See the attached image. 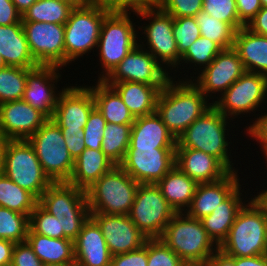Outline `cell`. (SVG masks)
I'll list each match as a JSON object with an SVG mask.
<instances>
[{"label": "cell", "mask_w": 267, "mask_h": 266, "mask_svg": "<svg viewBox=\"0 0 267 266\" xmlns=\"http://www.w3.org/2000/svg\"><path fill=\"white\" fill-rule=\"evenodd\" d=\"M26 241L43 264L75 265L74 242L28 231Z\"/></svg>", "instance_id": "32"}, {"label": "cell", "mask_w": 267, "mask_h": 266, "mask_svg": "<svg viewBox=\"0 0 267 266\" xmlns=\"http://www.w3.org/2000/svg\"><path fill=\"white\" fill-rule=\"evenodd\" d=\"M48 119L23 100L0 104V133L8 140H27Z\"/></svg>", "instance_id": "20"}, {"label": "cell", "mask_w": 267, "mask_h": 266, "mask_svg": "<svg viewBox=\"0 0 267 266\" xmlns=\"http://www.w3.org/2000/svg\"><path fill=\"white\" fill-rule=\"evenodd\" d=\"M43 266H75V265H62V264H43Z\"/></svg>", "instance_id": "64"}, {"label": "cell", "mask_w": 267, "mask_h": 266, "mask_svg": "<svg viewBox=\"0 0 267 266\" xmlns=\"http://www.w3.org/2000/svg\"><path fill=\"white\" fill-rule=\"evenodd\" d=\"M258 198L267 206V189H264L258 192L257 190V194Z\"/></svg>", "instance_id": "61"}, {"label": "cell", "mask_w": 267, "mask_h": 266, "mask_svg": "<svg viewBox=\"0 0 267 266\" xmlns=\"http://www.w3.org/2000/svg\"><path fill=\"white\" fill-rule=\"evenodd\" d=\"M0 54L7 66L21 68L39 66L30 53L22 20L8 26L0 25Z\"/></svg>", "instance_id": "28"}, {"label": "cell", "mask_w": 267, "mask_h": 266, "mask_svg": "<svg viewBox=\"0 0 267 266\" xmlns=\"http://www.w3.org/2000/svg\"><path fill=\"white\" fill-rule=\"evenodd\" d=\"M111 266H147V241L137 250L113 255Z\"/></svg>", "instance_id": "51"}, {"label": "cell", "mask_w": 267, "mask_h": 266, "mask_svg": "<svg viewBox=\"0 0 267 266\" xmlns=\"http://www.w3.org/2000/svg\"><path fill=\"white\" fill-rule=\"evenodd\" d=\"M11 266H43L27 241L15 243L12 252Z\"/></svg>", "instance_id": "50"}, {"label": "cell", "mask_w": 267, "mask_h": 266, "mask_svg": "<svg viewBox=\"0 0 267 266\" xmlns=\"http://www.w3.org/2000/svg\"><path fill=\"white\" fill-rule=\"evenodd\" d=\"M106 120L95 107L89 114L85 127L83 128V140L86 148L101 150Z\"/></svg>", "instance_id": "45"}, {"label": "cell", "mask_w": 267, "mask_h": 266, "mask_svg": "<svg viewBox=\"0 0 267 266\" xmlns=\"http://www.w3.org/2000/svg\"><path fill=\"white\" fill-rule=\"evenodd\" d=\"M29 229V216L0 207V239L25 242Z\"/></svg>", "instance_id": "40"}, {"label": "cell", "mask_w": 267, "mask_h": 266, "mask_svg": "<svg viewBox=\"0 0 267 266\" xmlns=\"http://www.w3.org/2000/svg\"><path fill=\"white\" fill-rule=\"evenodd\" d=\"M21 20L22 15L17 11L12 0H0V25L8 26Z\"/></svg>", "instance_id": "53"}, {"label": "cell", "mask_w": 267, "mask_h": 266, "mask_svg": "<svg viewBox=\"0 0 267 266\" xmlns=\"http://www.w3.org/2000/svg\"><path fill=\"white\" fill-rule=\"evenodd\" d=\"M139 44L102 80L105 83L138 82L161 90L173 75Z\"/></svg>", "instance_id": "13"}, {"label": "cell", "mask_w": 267, "mask_h": 266, "mask_svg": "<svg viewBox=\"0 0 267 266\" xmlns=\"http://www.w3.org/2000/svg\"><path fill=\"white\" fill-rule=\"evenodd\" d=\"M7 142H8V139H6L0 133V173H2V169H3L4 150H5V146Z\"/></svg>", "instance_id": "60"}, {"label": "cell", "mask_w": 267, "mask_h": 266, "mask_svg": "<svg viewBox=\"0 0 267 266\" xmlns=\"http://www.w3.org/2000/svg\"><path fill=\"white\" fill-rule=\"evenodd\" d=\"M81 4H67L56 0H37L22 15V21L47 22L64 25L70 13Z\"/></svg>", "instance_id": "36"}, {"label": "cell", "mask_w": 267, "mask_h": 266, "mask_svg": "<svg viewBox=\"0 0 267 266\" xmlns=\"http://www.w3.org/2000/svg\"><path fill=\"white\" fill-rule=\"evenodd\" d=\"M245 72L237 52L233 48H229L223 49L191 81L210 101L212 99L211 103H214V98L216 100L221 96Z\"/></svg>", "instance_id": "15"}, {"label": "cell", "mask_w": 267, "mask_h": 266, "mask_svg": "<svg viewBox=\"0 0 267 266\" xmlns=\"http://www.w3.org/2000/svg\"><path fill=\"white\" fill-rule=\"evenodd\" d=\"M222 50L223 48L218 43L210 40L209 38L200 36L198 39L195 40V42H193L188 47L187 51L180 57V62H179L180 66H178L177 69H175L172 72H175V71L178 72L177 71L178 68H180L179 70L187 69V66L189 64L188 69L189 68L192 69L194 67L193 70L195 71L197 70L198 72L193 71V73L190 74L193 76H188L187 74L184 78L182 77L183 76L182 73H184L185 71L183 72L179 71L180 74L178 76H180L182 80H191L194 77V75H196L202 69L207 67ZM181 64L183 68H181ZM183 65H186V66H183Z\"/></svg>", "instance_id": "34"}, {"label": "cell", "mask_w": 267, "mask_h": 266, "mask_svg": "<svg viewBox=\"0 0 267 266\" xmlns=\"http://www.w3.org/2000/svg\"><path fill=\"white\" fill-rule=\"evenodd\" d=\"M60 70L62 68L56 66L39 65L28 73L22 100L41 111L48 118L53 117L58 97L66 87L64 85L60 91L57 90V83L62 79Z\"/></svg>", "instance_id": "18"}, {"label": "cell", "mask_w": 267, "mask_h": 266, "mask_svg": "<svg viewBox=\"0 0 267 266\" xmlns=\"http://www.w3.org/2000/svg\"><path fill=\"white\" fill-rule=\"evenodd\" d=\"M267 76L246 71L221 96L213 106L227 118L246 117L265 108L267 103ZM261 106V107H260ZM261 108V110H259ZM253 112V113H252ZM247 114V115H246ZM245 115V116H243Z\"/></svg>", "instance_id": "11"}, {"label": "cell", "mask_w": 267, "mask_h": 266, "mask_svg": "<svg viewBox=\"0 0 267 266\" xmlns=\"http://www.w3.org/2000/svg\"><path fill=\"white\" fill-rule=\"evenodd\" d=\"M75 85L62 90L52 119L62 132L82 134L89 114L95 108V101L87 85Z\"/></svg>", "instance_id": "17"}, {"label": "cell", "mask_w": 267, "mask_h": 266, "mask_svg": "<svg viewBox=\"0 0 267 266\" xmlns=\"http://www.w3.org/2000/svg\"><path fill=\"white\" fill-rule=\"evenodd\" d=\"M14 245L12 241L0 239V266H11Z\"/></svg>", "instance_id": "56"}, {"label": "cell", "mask_w": 267, "mask_h": 266, "mask_svg": "<svg viewBox=\"0 0 267 266\" xmlns=\"http://www.w3.org/2000/svg\"><path fill=\"white\" fill-rule=\"evenodd\" d=\"M6 62L3 58V56L0 54V69L6 67Z\"/></svg>", "instance_id": "63"}, {"label": "cell", "mask_w": 267, "mask_h": 266, "mask_svg": "<svg viewBox=\"0 0 267 266\" xmlns=\"http://www.w3.org/2000/svg\"><path fill=\"white\" fill-rule=\"evenodd\" d=\"M202 10L215 19L230 24L236 31L244 27L239 21L235 0H203Z\"/></svg>", "instance_id": "43"}, {"label": "cell", "mask_w": 267, "mask_h": 266, "mask_svg": "<svg viewBox=\"0 0 267 266\" xmlns=\"http://www.w3.org/2000/svg\"><path fill=\"white\" fill-rule=\"evenodd\" d=\"M241 186L242 184H240L223 202H221V204H219L210 215L200 219L208 236L218 247L227 238L237 213L244 204L248 202L246 195L244 197L242 194L244 189H242Z\"/></svg>", "instance_id": "24"}, {"label": "cell", "mask_w": 267, "mask_h": 266, "mask_svg": "<svg viewBox=\"0 0 267 266\" xmlns=\"http://www.w3.org/2000/svg\"><path fill=\"white\" fill-rule=\"evenodd\" d=\"M147 266H188L160 238L147 239Z\"/></svg>", "instance_id": "42"}, {"label": "cell", "mask_w": 267, "mask_h": 266, "mask_svg": "<svg viewBox=\"0 0 267 266\" xmlns=\"http://www.w3.org/2000/svg\"><path fill=\"white\" fill-rule=\"evenodd\" d=\"M106 84L118 92L134 118L156 112V102L160 92L156 86L130 81Z\"/></svg>", "instance_id": "31"}, {"label": "cell", "mask_w": 267, "mask_h": 266, "mask_svg": "<svg viewBox=\"0 0 267 266\" xmlns=\"http://www.w3.org/2000/svg\"><path fill=\"white\" fill-rule=\"evenodd\" d=\"M74 257L75 266H111L112 255L100 227L91 217L74 241Z\"/></svg>", "instance_id": "22"}, {"label": "cell", "mask_w": 267, "mask_h": 266, "mask_svg": "<svg viewBox=\"0 0 267 266\" xmlns=\"http://www.w3.org/2000/svg\"><path fill=\"white\" fill-rule=\"evenodd\" d=\"M32 69L16 66L0 69V104L22 100L28 73Z\"/></svg>", "instance_id": "38"}, {"label": "cell", "mask_w": 267, "mask_h": 266, "mask_svg": "<svg viewBox=\"0 0 267 266\" xmlns=\"http://www.w3.org/2000/svg\"><path fill=\"white\" fill-rule=\"evenodd\" d=\"M262 6H267V0H260Z\"/></svg>", "instance_id": "65"}, {"label": "cell", "mask_w": 267, "mask_h": 266, "mask_svg": "<svg viewBox=\"0 0 267 266\" xmlns=\"http://www.w3.org/2000/svg\"><path fill=\"white\" fill-rule=\"evenodd\" d=\"M176 144V138L156 112L135 118L128 148H176Z\"/></svg>", "instance_id": "25"}, {"label": "cell", "mask_w": 267, "mask_h": 266, "mask_svg": "<svg viewBox=\"0 0 267 266\" xmlns=\"http://www.w3.org/2000/svg\"><path fill=\"white\" fill-rule=\"evenodd\" d=\"M90 217L100 227L112 256L137 250L148 239L128 215L90 213Z\"/></svg>", "instance_id": "19"}, {"label": "cell", "mask_w": 267, "mask_h": 266, "mask_svg": "<svg viewBox=\"0 0 267 266\" xmlns=\"http://www.w3.org/2000/svg\"><path fill=\"white\" fill-rule=\"evenodd\" d=\"M132 124L107 123L101 150L115 164L120 165L130 144Z\"/></svg>", "instance_id": "37"}, {"label": "cell", "mask_w": 267, "mask_h": 266, "mask_svg": "<svg viewBox=\"0 0 267 266\" xmlns=\"http://www.w3.org/2000/svg\"><path fill=\"white\" fill-rule=\"evenodd\" d=\"M67 4H82L85 0H56Z\"/></svg>", "instance_id": "62"}, {"label": "cell", "mask_w": 267, "mask_h": 266, "mask_svg": "<svg viewBox=\"0 0 267 266\" xmlns=\"http://www.w3.org/2000/svg\"><path fill=\"white\" fill-rule=\"evenodd\" d=\"M70 156L75 160L86 148L82 134L62 132Z\"/></svg>", "instance_id": "54"}, {"label": "cell", "mask_w": 267, "mask_h": 266, "mask_svg": "<svg viewBox=\"0 0 267 266\" xmlns=\"http://www.w3.org/2000/svg\"><path fill=\"white\" fill-rule=\"evenodd\" d=\"M39 200L27 190L0 173V207L30 216Z\"/></svg>", "instance_id": "35"}, {"label": "cell", "mask_w": 267, "mask_h": 266, "mask_svg": "<svg viewBox=\"0 0 267 266\" xmlns=\"http://www.w3.org/2000/svg\"><path fill=\"white\" fill-rule=\"evenodd\" d=\"M87 85L92 90L95 107L107 123L133 124L135 118L124 104L118 92L102 80ZM95 85V86H94Z\"/></svg>", "instance_id": "33"}, {"label": "cell", "mask_w": 267, "mask_h": 266, "mask_svg": "<svg viewBox=\"0 0 267 266\" xmlns=\"http://www.w3.org/2000/svg\"><path fill=\"white\" fill-rule=\"evenodd\" d=\"M201 36L218 43L223 49L233 48L236 30L230 25L201 10L195 16Z\"/></svg>", "instance_id": "39"}, {"label": "cell", "mask_w": 267, "mask_h": 266, "mask_svg": "<svg viewBox=\"0 0 267 266\" xmlns=\"http://www.w3.org/2000/svg\"><path fill=\"white\" fill-rule=\"evenodd\" d=\"M205 266H235L234 257H230L218 249L209 258Z\"/></svg>", "instance_id": "58"}, {"label": "cell", "mask_w": 267, "mask_h": 266, "mask_svg": "<svg viewBox=\"0 0 267 266\" xmlns=\"http://www.w3.org/2000/svg\"><path fill=\"white\" fill-rule=\"evenodd\" d=\"M176 214L156 184H139L128 214L135 226L148 238H160Z\"/></svg>", "instance_id": "12"}, {"label": "cell", "mask_w": 267, "mask_h": 266, "mask_svg": "<svg viewBox=\"0 0 267 266\" xmlns=\"http://www.w3.org/2000/svg\"><path fill=\"white\" fill-rule=\"evenodd\" d=\"M2 173L38 200L53 183L43 171L28 140H8L4 150Z\"/></svg>", "instance_id": "8"}, {"label": "cell", "mask_w": 267, "mask_h": 266, "mask_svg": "<svg viewBox=\"0 0 267 266\" xmlns=\"http://www.w3.org/2000/svg\"><path fill=\"white\" fill-rule=\"evenodd\" d=\"M114 166L102 150L85 148L74 160V169L68 183L86 191Z\"/></svg>", "instance_id": "29"}, {"label": "cell", "mask_w": 267, "mask_h": 266, "mask_svg": "<svg viewBox=\"0 0 267 266\" xmlns=\"http://www.w3.org/2000/svg\"><path fill=\"white\" fill-rule=\"evenodd\" d=\"M131 12H110L103 20L95 51L99 57L100 75L103 80L139 44L141 32L136 30ZM131 17V18H130ZM133 20V21H132Z\"/></svg>", "instance_id": "6"}, {"label": "cell", "mask_w": 267, "mask_h": 266, "mask_svg": "<svg viewBox=\"0 0 267 266\" xmlns=\"http://www.w3.org/2000/svg\"><path fill=\"white\" fill-rule=\"evenodd\" d=\"M238 171L211 183H199L192 202L185 213L196 219L210 215L239 185Z\"/></svg>", "instance_id": "23"}, {"label": "cell", "mask_w": 267, "mask_h": 266, "mask_svg": "<svg viewBox=\"0 0 267 266\" xmlns=\"http://www.w3.org/2000/svg\"><path fill=\"white\" fill-rule=\"evenodd\" d=\"M112 12H138L156 9L162 0H100Z\"/></svg>", "instance_id": "48"}, {"label": "cell", "mask_w": 267, "mask_h": 266, "mask_svg": "<svg viewBox=\"0 0 267 266\" xmlns=\"http://www.w3.org/2000/svg\"><path fill=\"white\" fill-rule=\"evenodd\" d=\"M173 34L180 56L201 36L200 28L196 23L195 17L191 16L174 18Z\"/></svg>", "instance_id": "44"}, {"label": "cell", "mask_w": 267, "mask_h": 266, "mask_svg": "<svg viewBox=\"0 0 267 266\" xmlns=\"http://www.w3.org/2000/svg\"><path fill=\"white\" fill-rule=\"evenodd\" d=\"M37 0H12L17 11L23 15L24 12L31 7Z\"/></svg>", "instance_id": "59"}, {"label": "cell", "mask_w": 267, "mask_h": 266, "mask_svg": "<svg viewBox=\"0 0 267 266\" xmlns=\"http://www.w3.org/2000/svg\"><path fill=\"white\" fill-rule=\"evenodd\" d=\"M239 210L227 238L218 247L230 257L267 254V206L256 196Z\"/></svg>", "instance_id": "2"}, {"label": "cell", "mask_w": 267, "mask_h": 266, "mask_svg": "<svg viewBox=\"0 0 267 266\" xmlns=\"http://www.w3.org/2000/svg\"><path fill=\"white\" fill-rule=\"evenodd\" d=\"M175 165L198 184L219 181L231 172L213 155L191 148L175 149Z\"/></svg>", "instance_id": "21"}, {"label": "cell", "mask_w": 267, "mask_h": 266, "mask_svg": "<svg viewBox=\"0 0 267 266\" xmlns=\"http://www.w3.org/2000/svg\"><path fill=\"white\" fill-rule=\"evenodd\" d=\"M233 49L242 60L246 71L267 76V36L241 27L236 31Z\"/></svg>", "instance_id": "26"}, {"label": "cell", "mask_w": 267, "mask_h": 266, "mask_svg": "<svg viewBox=\"0 0 267 266\" xmlns=\"http://www.w3.org/2000/svg\"><path fill=\"white\" fill-rule=\"evenodd\" d=\"M90 210L86 201L74 214L56 216L59 220L60 231H63V238L76 240L83 224L89 219Z\"/></svg>", "instance_id": "46"}, {"label": "cell", "mask_w": 267, "mask_h": 266, "mask_svg": "<svg viewBox=\"0 0 267 266\" xmlns=\"http://www.w3.org/2000/svg\"><path fill=\"white\" fill-rule=\"evenodd\" d=\"M177 78L160 90L156 102V113L176 140L213 105L191 80Z\"/></svg>", "instance_id": "1"}, {"label": "cell", "mask_w": 267, "mask_h": 266, "mask_svg": "<svg viewBox=\"0 0 267 266\" xmlns=\"http://www.w3.org/2000/svg\"><path fill=\"white\" fill-rule=\"evenodd\" d=\"M139 183L119 165L86 190L90 213L128 215Z\"/></svg>", "instance_id": "7"}, {"label": "cell", "mask_w": 267, "mask_h": 266, "mask_svg": "<svg viewBox=\"0 0 267 266\" xmlns=\"http://www.w3.org/2000/svg\"><path fill=\"white\" fill-rule=\"evenodd\" d=\"M263 110L261 111V115L257 114L255 119L249 122L253 124H248V126L244 127V134H248L246 136H249L250 139L256 140L259 146L261 147L259 150H261L263 153V156L267 158V110L262 113ZM259 116V117H258Z\"/></svg>", "instance_id": "49"}, {"label": "cell", "mask_w": 267, "mask_h": 266, "mask_svg": "<svg viewBox=\"0 0 267 266\" xmlns=\"http://www.w3.org/2000/svg\"><path fill=\"white\" fill-rule=\"evenodd\" d=\"M30 230L50 238H63L59 220L46 211L39 203L29 216Z\"/></svg>", "instance_id": "41"}, {"label": "cell", "mask_w": 267, "mask_h": 266, "mask_svg": "<svg viewBox=\"0 0 267 266\" xmlns=\"http://www.w3.org/2000/svg\"><path fill=\"white\" fill-rule=\"evenodd\" d=\"M230 122L231 119L212 105L178 137L176 148L203 151L219 159L231 172H236L239 168L233 167L236 163H232L234 157L230 148L232 145V138L229 136L232 128L229 126L232 124Z\"/></svg>", "instance_id": "3"}, {"label": "cell", "mask_w": 267, "mask_h": 266, "mask_svg": "<svg viewBox=\"0 0 267 266\" xmlns=\"http://www.w3.org/2000/svg\"><path fill=\"white\" fill-rule=\"evenodd\" d=\"M110 12L100 0H85L72 10L64 24L65 67L94 52L103 20Z\"/></svg>", "instance_id": "4"}, {"label": "cell", "mask_w": 267, "mask_h": 266, "mask_svg": "<svg viewBox=\"0 0 267 266\" xmlns=\"http://www.w3.org/2000/svg\"><path fill=\"white\" fill-rule=\"evenodd\" d=\"M133 14L137 18L142 17L141 19L149 22L137 26L138 30H142L140 35L144 34L142 37L139 35V45L149 51L165 69H169V72L172 73V70L179 66L181 57L173 34L174 18L160 8L141 10L133 12ZM140 38L144 40L142 41Z\"/></svg>", "instance_id": "10"}, {"label": "cell", "mask_w": 267, "mask_h": 266, "mask_svg": "<svg viewBox=\"0 0 267 266\" xmlns=\"http://www.w3.org/2000/svg\"><path fill=\"white\" fill-rule=\"evenodd\" d=\"M176 148H128L119 165L139 184H156L175 166Z\"/></svg>", "instance_id": "16"}, {"label": "cell", "mask_w": 267, "mask_h": 266, "mask_svg": "<svg viewBox=\"0 0 267 266\" xmlns=\"http://www.w3.org/2000/svg\"><path fill=\"white\" fill-rule=\"evenodd\" d=\"M235 266H267V254L251 257H234Z\"/></svg>", "instance_id": "57"}, {"label": "cell", "mask_w": 267, "mask_h": 266, "mask_svg": "<svg viewBox=\"0 0 267 266\" xmlns=\"http://www.w3.org/2000/svg\"><path fill=\"white\" fill-rule=\"evenodd\" d=\"M239 21L246 26L249 21L261 10L260 0H235Z\"/></svg>", "instance_id": "52"}, {"label": "cell", "mask_w": 267, "mask_h": 266, "mask_svg": "<svg viewBox=\"0 0 267 266\" xmlns=\"http://www.w3.org/2000/svg\"><path fill=\"white\" fill-rule=\"evenodd\" d=\"M203 6V0H162L160 9L173 18L195 17Z\"/></svg>", "instance_id": "47"}, {"label": "cell", "mask_w": 267, "mask_h": 266, "mask_svg": "<svg viewBox=\"0 0 267 266\" xmlns=\"http://www.w3.org/2000/svg\"><path fill=\"white\" fill-rule=\"evenodd\" d=\"M160 239L188 266H205L218 246L208 236L201 220L176 213Z\"/></svg>", "instance_id": "5"}, {"label": "cell", "mask_w": 267, "mask_h": 266, "mask_svg": "<svg viewBox=\"0 0 267 266\" xmlns=\"http://www.w3.org/2000/svg\"><path fill=\"white\" fill-rule=\"evenodd\" d=\"M245 27L255 34L267 36V6H262Z\"/></svg>", "instance_id": "55"}, {"label": "cell", "mask_w": 267, "mask_h": 266, "mask_svg": "<svg viewBox=\"0 0 267 266\" xmlns=\"http://www.w3.org/2000/svg\"><path fill=\"white\" fill-rule=\"evenodd\" d=\"M86 201V191L68 182H53L38 203L56 217L74 214Z\"/></svg>", "instance_id": "27"}, {"label": "cell", "mask_w": 267, "mask_h": 266, "mask_svg": "<svg viewBox=\"0 0 267 266\" xmlns=\"http://www.w3.org/2000/svg\"><path fill=\"white\" fill-rule=\"evenodd\" d=\"M27 140L50 180L68 182L74 169V160L66 147L62 130L55 121L49 118Z\"/></svg>", "instance_id": "9"}, {"label": "cell", "mask_w": 267, "mask_h": 266, "mask_svg": "<svg viewBox=\"0 0 267 266\" xmlns=\"http://www.w3.org/2000/svg\"><path fill=\"white\" fill-rule=\"evenodd\" d=\"M156 185L174 211L181 213L189 208L198 183L175 165Z\"/></svg>", "instance_id": "30"}, {"label": "cell", "mask_w": 267, "mask_h": 266, "mask_svg": "<svg viewBox=\"0 0 267 266\" xmlns=\"http://www.w3.org/2000/svg\"><path fill=\"white\" fill-rule=\"evenodd\" d=\"M31 55L38 65L65 67L64 25L22 21Z\"/></svg>", "instance_id": "14"}]
</instances>
